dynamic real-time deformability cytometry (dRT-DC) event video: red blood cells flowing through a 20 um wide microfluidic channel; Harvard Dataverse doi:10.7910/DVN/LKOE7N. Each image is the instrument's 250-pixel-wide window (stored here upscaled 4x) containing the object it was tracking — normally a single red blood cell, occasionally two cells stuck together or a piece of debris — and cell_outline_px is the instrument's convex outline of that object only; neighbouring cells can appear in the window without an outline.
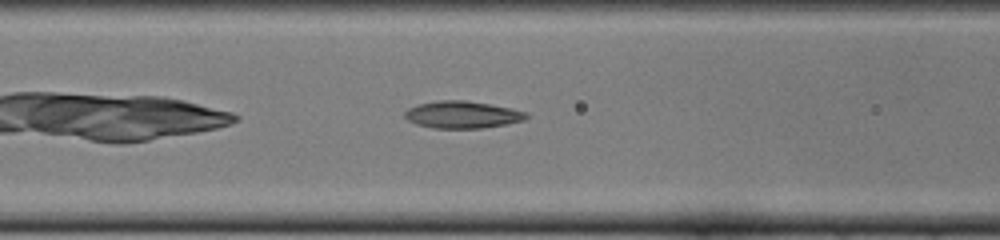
{"species": "common noctule bat (a hibernating species)", "species_latin": "Nyctalus noctula", "temperature_condition": "cold", "stored_images_in_passage": 31, "camera_frame_rate_fps": 3000, "um_per_image_px": 0.085, "animal": {"sex": "female", "body_mass_g": 22.0, "forearm_length_mm": 56.7}, "frame": {"image": 1, "passage_image": 10, "time_ms": 3.0, "image_size_px": [1000, 240], "cell_outline_px": [[528, 116], [524, 120], [508, 124], [480, 128], [432, 128], [416, 124], [408, 120], [404, 116], [404, 112], [408, 108], [420, 104], [440, 100], [464, 100], [512, 108], [524, 112]], "centroid_in_image_um": [39.28, 9.75], "position_along_channel_um": 127.3, "area_um2": 19.07}}
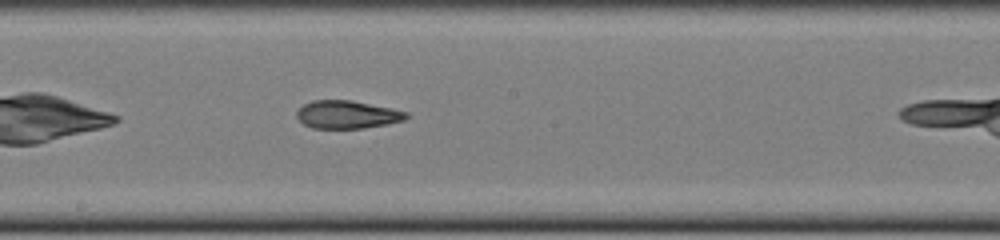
{"frame": {"image": 2, "passage_image": 17, "time_ms": 5.333, "image_size_px": [1000, 240], "cell_outline_px": [[408, 116], [404, 120], [388, 124], [364, 128], [312, 128], [304, 124], [296, 116], [296, 112], [304, 104], [312, 100], [352, 100], [392, 108], [408, 112]], "centroid_in_image_um": [29.52, 9.73], "position_along_channel_um": 218.7, "area_um2": 17.86}}
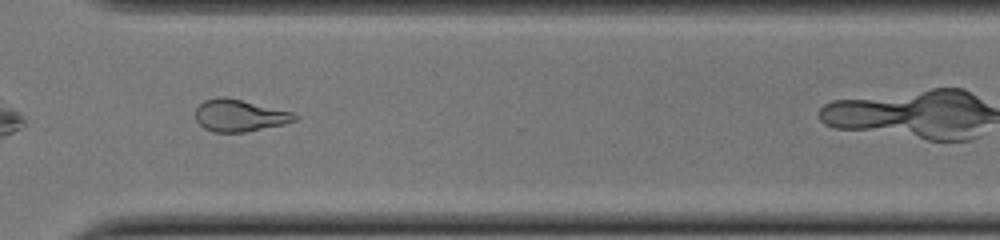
{"frame": {"image": 3, "passage_image": 27, "time_ms": 8.667, "image_size_px": [1000, 240], "cell_outline_px": [[300, 116], [296, 120], [284, 124], [244, 132], [212, 132], [204, 128], [196, 120], [196, 108], [204, 100], [220, 96], [224, 96], [292, 112]], "centroid_in_image_um": [20.35, 9.82], "position_along_channel_um": 350.3, "area_um2": 18.38}}